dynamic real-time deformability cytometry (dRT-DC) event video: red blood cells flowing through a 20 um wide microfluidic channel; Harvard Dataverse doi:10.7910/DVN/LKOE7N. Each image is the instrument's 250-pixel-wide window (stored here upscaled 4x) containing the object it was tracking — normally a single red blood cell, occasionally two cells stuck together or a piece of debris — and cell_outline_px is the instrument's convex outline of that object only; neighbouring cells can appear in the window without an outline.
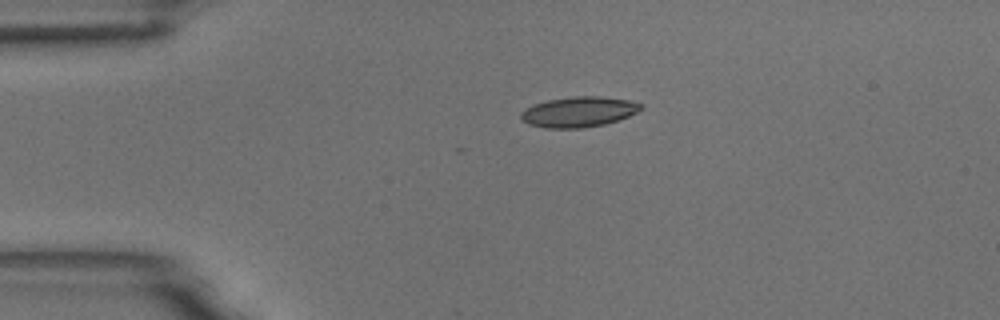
{"species": "common noctule bat (a hibernating species)", "species_latin": "Nyctalus noctula", "temperature_condition": "room temperature", "stored_images_in_passage": 3, "camera_frame_rate_fps": 3000, "um_per_image_px": 0.085, "animal": {"sex": "male", "body_mass_g": 18.8}, "frame": {"image": 1, "passage_image": 1, "time_ms": 0.0, "image_size_px": [1000, 320], "cell_outline_px": [[644, 108], [628, 116], [604, 124], [584, 128], [544, 128], [528, 124], [520, 116], [520, 112], [524, 108], [548, 100], [572, 96], [600, 96], [628, 100], [644, 104]], "centroid_in_image_um": [49.19, 9.5], "position_along_channel_um": 35.8, "area_um2": 21.21}}